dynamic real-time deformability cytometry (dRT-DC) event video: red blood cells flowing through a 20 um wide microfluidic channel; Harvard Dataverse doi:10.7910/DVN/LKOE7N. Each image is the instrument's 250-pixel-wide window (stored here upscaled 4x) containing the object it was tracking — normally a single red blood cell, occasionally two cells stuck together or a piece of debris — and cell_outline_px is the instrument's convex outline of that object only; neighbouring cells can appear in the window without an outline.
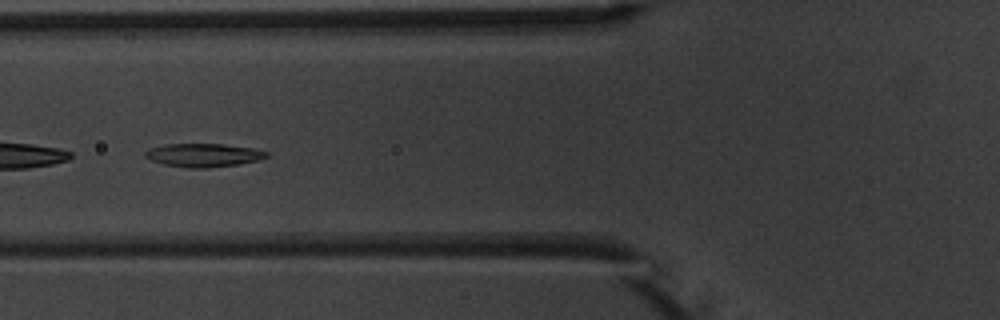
{"species": "common noctule bat (a hibernating species)", "species_latin": "Nyctalus noctula", "temperature_condition": "warm", "stored_images_in_passage": 8, "camera_frame_rate_fps": 3000, "um_per_image_px": 0.085, "animal": {"sex": "male", "body_mass_g": 20.1, "forearm_length_mm": 53.5}, "frame": {"image": 1, "passage_image": 6, "time_ms": 6.0, "image_size_px": [1000, 320], "cell_outline_px": [[268, 156], [260, 160], [240, 164], [208, 168], [188, 168], [164, 164], [152, 160], [144, 156], [144, 152], [148, 148], [164, 144], [224, 144], [252, 148], [268, 152]], "centroid_in_image_um": [17.29, 13.19], "position_along_channel_um": 108.5, "area_um2": 16.65}}
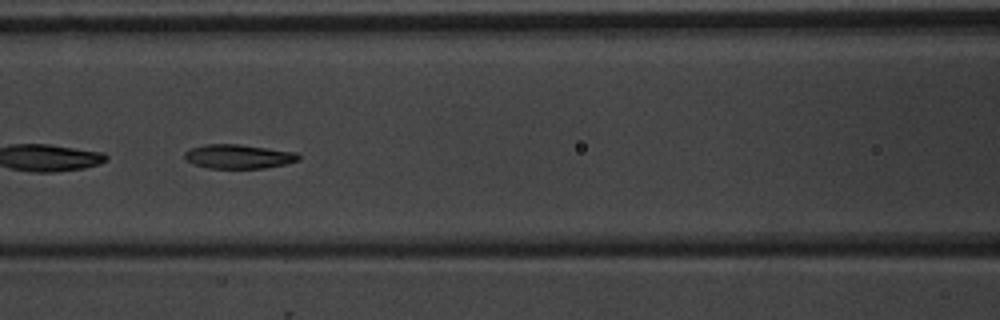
{"frame": {"image": 2, "passage_image": 7, "time_ms": 7.0, "image_size_px": [1000, 320], "cell_outline_px": [[300, 160], [284, 164], [264, 168], [208, 168], [192, 164], [184, 156], [184, 152], [188, 148], [204, 144], [240, 144], [296, 152], [300, 156]], "centroid_in_image_um": [20.24, 13.29], "position_along_channel_um": 146.4, "area_um2": 16.13}}
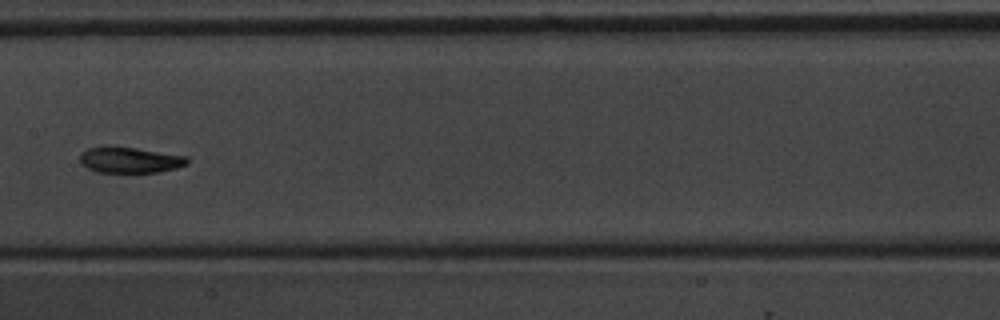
{"frame": {"image": 3, "passage_image": 8, "time_ms": 8.333, "image_size_px": [1000, 320], "cell_outline_px": [[188, 164], [176, 168], [160, 172], [96, 172], [80, 164], [80, 152], [88, 148], [136, 148], [188, 156]], "centroid_in_image_um": [11.07, 13.62], "position_along_channel_um": 196.3, "area_um2": 15.9}}